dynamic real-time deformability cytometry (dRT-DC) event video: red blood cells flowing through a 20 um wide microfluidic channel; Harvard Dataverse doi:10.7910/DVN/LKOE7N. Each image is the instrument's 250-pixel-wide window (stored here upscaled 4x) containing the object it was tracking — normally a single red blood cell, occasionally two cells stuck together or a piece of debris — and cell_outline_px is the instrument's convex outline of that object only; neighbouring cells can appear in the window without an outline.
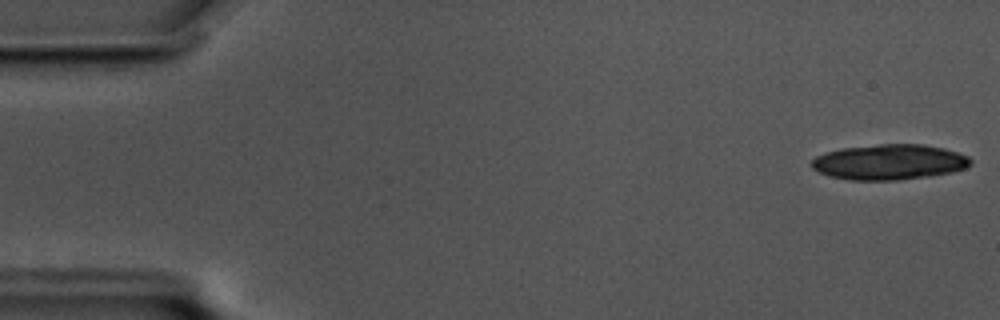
{"species": "common noctule bat (a hibernating species)", "species_latin": "Nyctalus noctula", "temperature_condition": "cold", "stored_images_in_passage": 18, "camera_frame_rate_fps": 3000, "um_per_image_px": 0.085, "animal": {"sex": "male", "body_mass_g": 17.5, "forearm_length_mm": 52.3}, "frame": {"image": 1, "passage_image": 1, "time_ms": 0.0, "image_size_px": [1000, 320], "cell_outline_px": [[972, 164], [968, 168], [952, 172], [928, 176], [900, 180], [852, 180], [832, 176], [820, 172], [812, 168], [808, 164], [816, 156], [824, 152], [840, 148], [880, 144], [924, 144], [944, 148], [968, 156], [972, 160]], "centroid_in_image_um": [75.6, 13.77], "position_along_channel_um": 9.4, "area_um2": 33.0}}